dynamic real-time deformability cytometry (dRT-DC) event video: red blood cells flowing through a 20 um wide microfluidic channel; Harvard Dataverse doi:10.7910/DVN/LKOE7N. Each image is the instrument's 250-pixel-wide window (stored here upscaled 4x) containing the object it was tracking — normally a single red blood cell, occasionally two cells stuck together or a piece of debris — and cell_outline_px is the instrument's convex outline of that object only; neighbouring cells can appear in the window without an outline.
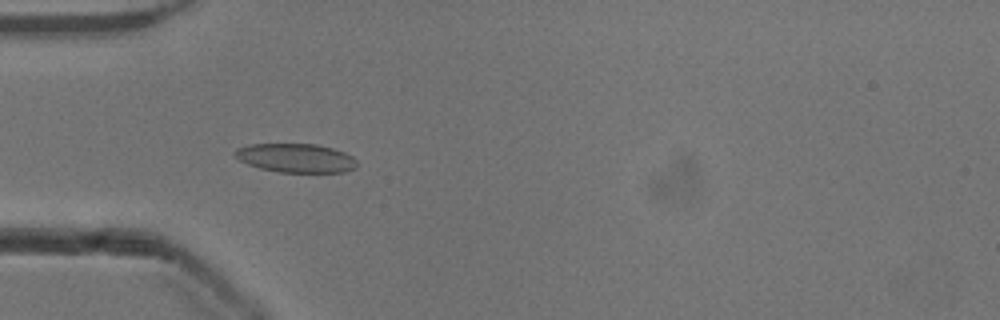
{"species": "common noctule bat (a hibernating species)", "species_latin": "Nyctalus noctula", "temperature_condition": "cold", "stored_images_in_passage": 38, "camera_frame_rate_fps": 3000, "um_per_image_px": 0.085, "animal": {"sex": "male", "body_mass_g": 13.3}, "frame": {"image": 1, "passage_image": 2, "time_ms": 0.333, "image_size_px": [1000, 320], "cell_outline_px": [[356, 168], [344, 172], [280, 172], [260, 168], [248, 164], [240, 160], [232, 152], [236, 148], [252, 144], [316, 144], [332, 148], [344, 152], [352, 156], [356, 160]], "centroid_in_image_um": [25.15, 13.43], "position_along_channel_um": 59.9, "area_um2": 20.46}}
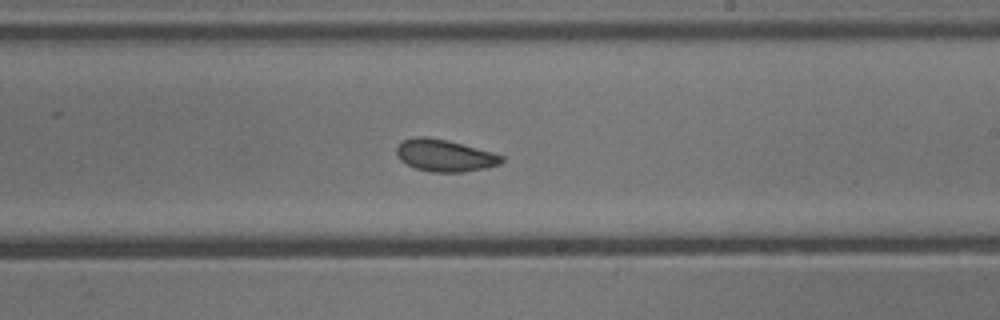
{"frame": {"image": 2, "passage_image": 17, "time_ms": 5.333, "image_size_px": [1000, 320], "cell_outline_px": [[504, 160], [500, 164], [488, 168], [464, 172], [432, 172], [416, 168], [400, 160], [396, 152], [396, 148], [404, 140], [412, 136], [424, 136], [448, 140], [492, 152], [504, 156]], "centroid_in_image_um": [37.82, 13.22], "position_along_channel_um": 251.2, "area_um2": 19.65}}
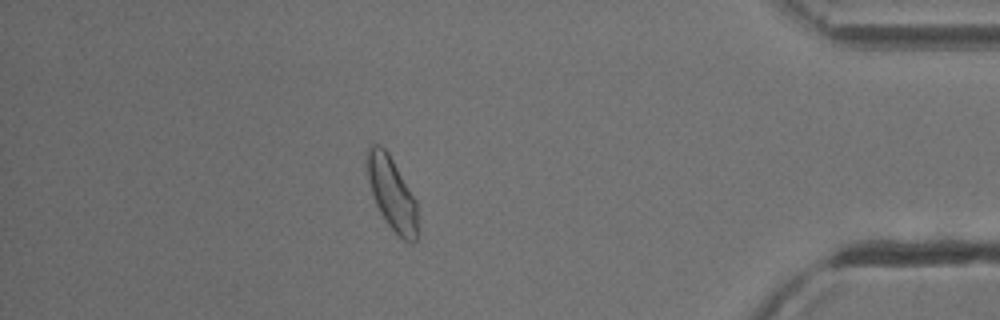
{"frame": {"image": 3, "passage_image": 32, "time_ms": 10.333, "image_size_px": [1000, 320], "cell_outline_px": [[416, 240], [412, 244], [404, 240], [388, 224], [380, 212], [376, 204], [368, 180], [364, 164], [368, 148], [372, 144], [380, 144], [388, 152], [416, 200]], "centroid_in_image_um": [33.26, 16.38], "position_along_channel_um": 401.9, "area_um2": 21.27}, "authors_computed_cell_mechanics": {"area_um2": 20.1144, "velocity_mm_per_s": 3.8789, "shape_relaxation_time_tau1_ms": 2.847, "shape_relaxation_time_tau2_ms": 2.0643, "deformation_change_tau1": 0.0729, "deformation_change_tau2": 0.0615}}